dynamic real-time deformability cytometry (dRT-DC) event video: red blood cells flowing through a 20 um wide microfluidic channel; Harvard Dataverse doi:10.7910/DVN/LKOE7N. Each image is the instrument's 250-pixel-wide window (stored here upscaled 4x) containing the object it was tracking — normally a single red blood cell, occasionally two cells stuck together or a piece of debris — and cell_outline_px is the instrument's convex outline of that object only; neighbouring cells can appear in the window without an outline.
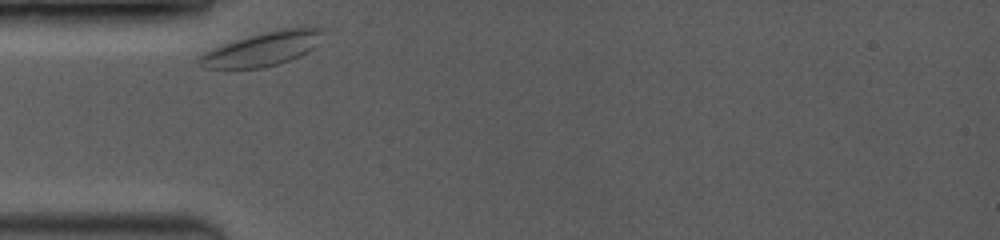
{"species": "common noctule bat (a hibernating species)", "species_latin": "Nyctalus noctula", "temperature_condition": "room temperature", "stored_images_in_passage": 16, "camera_frame_rate_fps": 3500, "um_per_image_px": 0.085, "animal": {"sex": "female", "body_mass_g": 19.0, "forearm_length_mm": 53.3}, "frame": {"image": 1, "passage_image": 1, "time_ms": 0.0, "image_size_px": [1000, 240], "cell_outline_px": [[320, 32], [312, 48], [300, 56], [264, 68], [204, 68], [196, 64], [196, 56], [212, 48], [248, 36], [300, 24], [304, 24], [320, 28]], "centroid_in_image_um": [22.23, 4.15], "position_along_channel_um": 62.8, "area_um2": 24.33}}
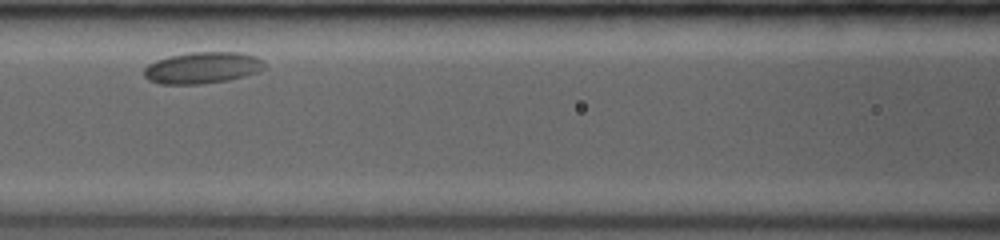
{"frame": {"image": 2, "passage_image": 10, "time_ms": 2.571, "image_size_px": [1000, 240], "cell_outline_px": [[264, 68], [256, 72], [244, 76], [228, 80], [200, 84], [160, 84], [148, 80], [144, 76], [144, 68], [148, 64], [156, 60], [168, 56], [192, 52], [240, 52], [256, 56], [264, 60]], "centroid_in_image_um": [17.19, 5.75], "position_along_channel_um": 149.4, "area_um2": 22.2}}
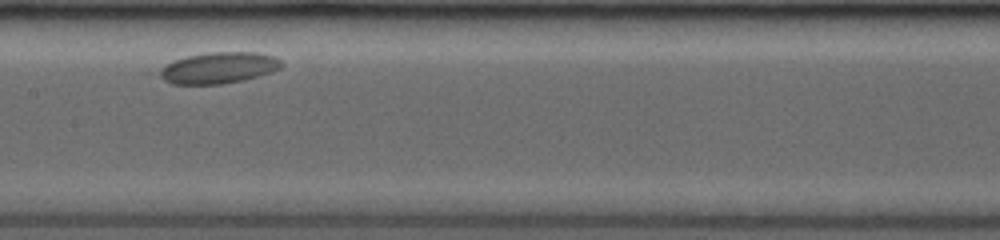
{"frame": {"image": 3, "passage_image": 15, "time_ms": 3.714, "image_size_px": [1000, 240], "cell_outline_px": [[284, 64], [280, 68], [272, 72], [244, 80], [220, 84], [172, 84], [148, 76], [148, 72], [172, 60], [188, 56], [212, 52], [256, 52], [276, 56]], "centroid_in_image_um": [18.39, 5.78], "position_along_channel_um": 189.0, "area_um2": 23.24}}